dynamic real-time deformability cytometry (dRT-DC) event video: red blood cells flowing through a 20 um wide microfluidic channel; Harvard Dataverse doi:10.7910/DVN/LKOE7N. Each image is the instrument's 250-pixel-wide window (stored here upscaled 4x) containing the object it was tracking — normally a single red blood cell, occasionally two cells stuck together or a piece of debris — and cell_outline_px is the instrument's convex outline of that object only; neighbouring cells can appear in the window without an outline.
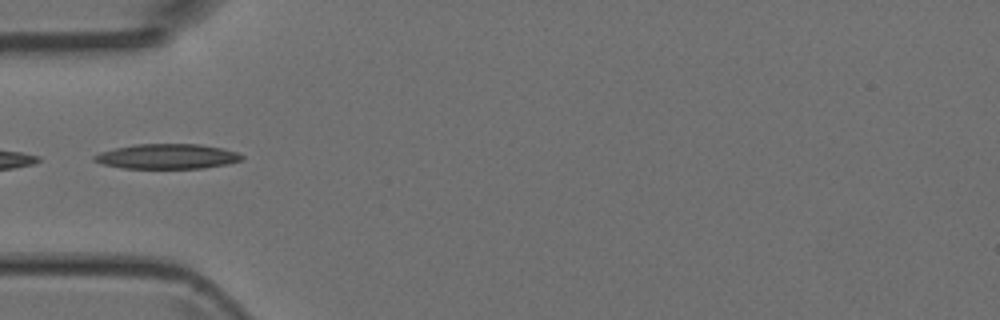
{"species": "Egyptian fruit bat (a non-hibernating species)", "species_latin": "Rousettus aegyptiacus", "temperature_condition": "room temperature", "stored_images_in_passage": 4, "camera_frame_rate_fps": 3000, "um_per_image_px": 0.085, "animal": {"sex": "female"}, "frame": {"image": 1, "passage_image": 4, "time_ms": 3.333, "image_size_px": [1000, 320], "cell_outline_px": [[244, 160], [228, 164], [204, 168], [124, 168], [104, 164], [92, 160], [92, 156], [100, 152], [116, 148], [136, 144], [200, 144], [224, 148], [236, 152], [244, 156]], "centroid_in_image_um": [14.25, 13.29], "position_along_channel_um": 70.7, "area_um2": 21.5}}